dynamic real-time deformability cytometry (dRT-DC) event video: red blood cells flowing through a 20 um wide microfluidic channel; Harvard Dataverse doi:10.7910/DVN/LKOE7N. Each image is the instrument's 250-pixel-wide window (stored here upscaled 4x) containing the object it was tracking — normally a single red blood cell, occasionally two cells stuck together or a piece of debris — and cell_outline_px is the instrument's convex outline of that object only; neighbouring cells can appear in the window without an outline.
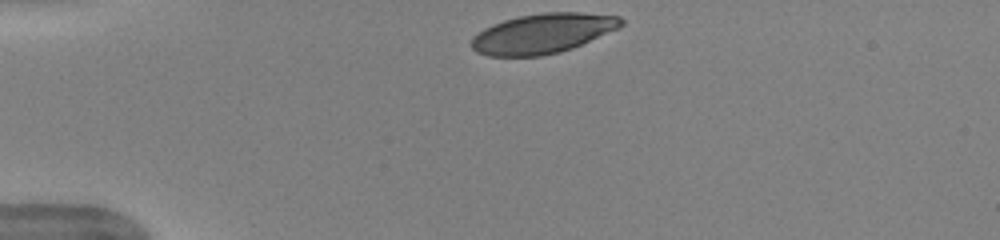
{"species": "human", "species_latin": "Homo sapiens", "temperature_condition": "warm", "stored_images_in_passage": 34, "camera_frame_rate_fps": 3000, "um_per_image_px": 0.085, "donor": {"sex": "female"}, "frame": {"image": 1, "passage_image": 1, "time_ms": 0.0, "image_size_px": [1000, 240], "cell_outline_px": [[624, 24], [620, 28], [572, 48], [560, 52], [540, 56], [488, 56], [476, 52], [472, 48], [472, 36], [484, 28], [492, 24], [516, 16], [544, 12], [580, 12], [620, 16], [624, 20]], "centroid_in_image_um": [46.14, 2.83], "position_along_channel_um": 38.9, "area_um2": 34.97}}
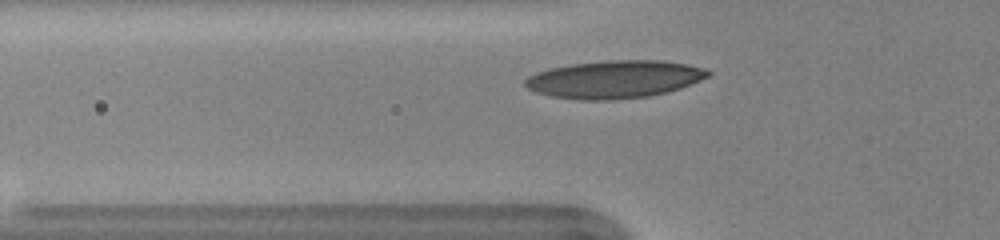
{"frame": {"image": 2, "passage_image": 7, "time_ms": 2.0, "image_size_px": [1000, 240], "cell_outline_px": [[712, 72], [708, 76], [700, 80], [680, 88], [668, 92], [648, 96], [608, 100], [580, 100], [552, 96], [536, 92], [528, 88], [524, 84], [524, 80], [528, 76], [536, 72], [548, 68], [572, 64], [612, 60], [660, 60], [684, 64], [704, 68]], "centroid_in_image_um": [52.2, 6.74], "position_along_channel_um": 73.6, "area_um2": 40.0}}
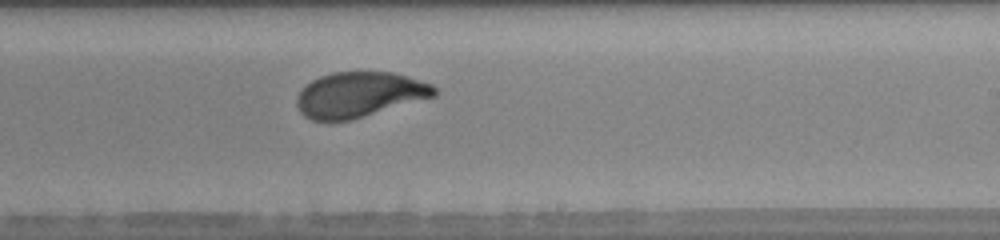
{"frame": {"image": 3, "passage_image": 21, "time_ms": 6.667, "image_size_px": [1000, 240], "cell_outline_px": [[436, 96], [352, 120], [312, 120], [304, 116], [300, 112], [296, 104], [296, 96], [312, 80], [320, 76], [332, 72], [392, 72], [408, 76], [432, 84], [436, 88]], "centroid_in_image_um": [30.56, 8.04], "position_along_channel_um": 258.4, "area_um2": 36.24}, "authors_computed_cell_mechanics": {"area_um2": 36.9631, "velocity_mm_per_s": 3.9549, "shape_relaxation_time_tau1_ms": 3.2456, "shape_relaxation_time_tau2_ms": null, "deformation_change_tau1": 0.1736, "deformation_change_tau2": null}}